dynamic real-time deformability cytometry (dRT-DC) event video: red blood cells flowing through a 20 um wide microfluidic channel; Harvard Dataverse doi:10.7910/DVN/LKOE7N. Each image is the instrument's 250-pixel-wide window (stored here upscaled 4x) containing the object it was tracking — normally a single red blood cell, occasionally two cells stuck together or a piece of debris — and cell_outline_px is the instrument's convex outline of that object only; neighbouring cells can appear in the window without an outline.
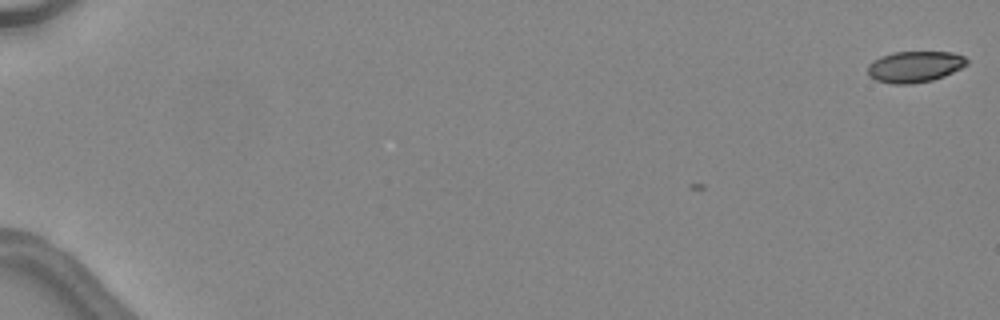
{"species": "common noctule bat (a hibernating species)", "species_latin": "Nyctalus noctula", "temperature_condition": "warm", "stored_images_in_passage": 3, "camera_frame_rate_fps": 3000, "um_per_image_px": 0.085, "animal": {"sex": "female", "body_mass_g": 24.6, "forearm_length_mm": 56.2}, "frame": {"image": 1, "passage_image": 3, "time_ms": 0.667, "image_size_px": [1000, 320], "cell_outline_px": [[968, 64], [944, 76], [932, 80], [912, 84], [892, 84], [876, 80], [868, 76], [868, 64], [872, 60], [880, 56], [892, 52], [952, 52], [964, 56], [968, 60]], "centroid_in_image_um": [77.72, 5.66], "position_along_channel_um": 7.3, "area_um2": 18.15}}